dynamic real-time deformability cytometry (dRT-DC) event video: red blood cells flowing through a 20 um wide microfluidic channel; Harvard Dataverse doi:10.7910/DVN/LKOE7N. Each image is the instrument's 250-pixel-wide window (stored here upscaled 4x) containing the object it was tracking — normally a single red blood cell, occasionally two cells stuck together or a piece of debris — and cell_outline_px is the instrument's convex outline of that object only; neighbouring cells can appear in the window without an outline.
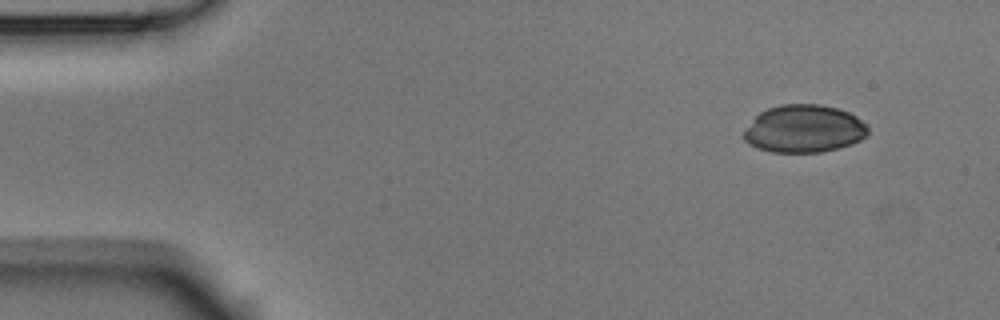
{"species": "Egyptian fruit bat (a non-hibernating species)", "species_latin": "Rousettus aegyptiacus", "temperature_condition": "room temperature", "stored_images_in_passage": 3, "camera_frame_rate_fps": 3000, "um_per_image_px": 0.085, "animal": {"sex": "male"}, "frame": {"image": 1, "passage_image": 1, "time_ms": 0.0, "image_size_px": [1000, 320], "cell_outline_px": [[868, 132], [860, 140], [840, 148], [820, 152], [772, 152], [756, 148], [748, 144], [744, 140], [744, 132], [752, 120], [760, 112], [768, 108], [780, 104], [820, 104], [836, 108], [848, 112], [856, 116], [868, 128]], "centroid_in_image_um": [68.32, 10.95], "position_along_channel_um": 16.7, "area_um2": 34.39}}
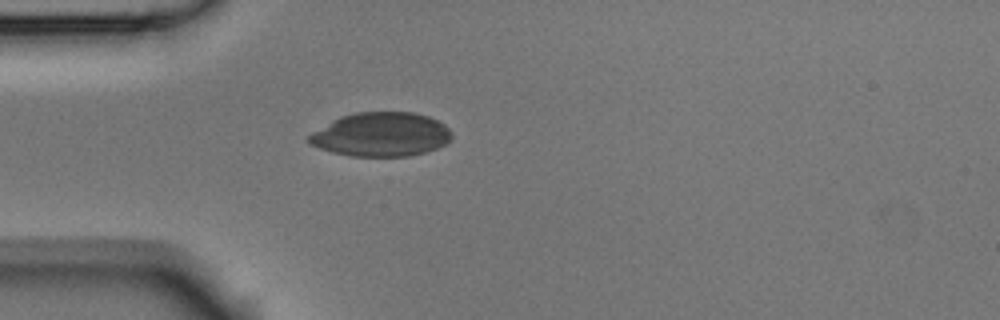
{"frame": {"image": 2, "passage_image": 3, "time_ms": 0.667, "image_size_px": [1000, 320], "cell_outline_px": [[452, 140], [436, 148], [424, 152], [408, 156], [348, 156], [332, 152], [308, 144], [304, 140], [312, 132], [332, 120], [340, 116], [356, 112], [412, 112], [428, 116], [444, 124], [452, 132]], "centroid_in_image_um": [32.36, 11.43], "position_along_channel_um": 52.6, "area_um2": 36.82}}